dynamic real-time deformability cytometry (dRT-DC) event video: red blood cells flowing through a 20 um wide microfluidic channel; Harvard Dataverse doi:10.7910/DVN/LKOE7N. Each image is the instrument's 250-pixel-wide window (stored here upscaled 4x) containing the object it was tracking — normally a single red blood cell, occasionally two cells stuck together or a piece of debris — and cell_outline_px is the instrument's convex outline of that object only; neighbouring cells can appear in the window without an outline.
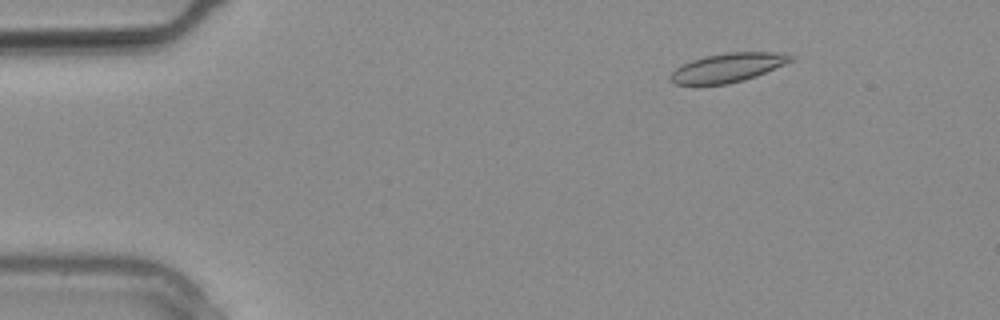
{"species": "common noctule bat (a hibernating species)", "species_latin": "Nyctalus noctula", "temperature_condition": "warm", "stored_images_in_passage": 8, "camera_frame_rate_fps": 3000, "um_per_image_px": 0.085, "animal": {"sex": "male", "body_mass_g": 20.4}, "frame": {"image": 1, "passage_image": 3, "time_ms": 0.667, "image_size_px": [1000, 320], "cell_outline_px": [[796, 56], [792, 60], [784, 64], [756, 76], [744, 80], [728, 84], [676, 84], [668, 76], [676, 68], [692, 60], [704, 56], [728, 52], [784, 52]], "centroid_in_image_um": [61.9, 5.73], "position_along_channel_um": 23.1, "area_um2": 20.17}}